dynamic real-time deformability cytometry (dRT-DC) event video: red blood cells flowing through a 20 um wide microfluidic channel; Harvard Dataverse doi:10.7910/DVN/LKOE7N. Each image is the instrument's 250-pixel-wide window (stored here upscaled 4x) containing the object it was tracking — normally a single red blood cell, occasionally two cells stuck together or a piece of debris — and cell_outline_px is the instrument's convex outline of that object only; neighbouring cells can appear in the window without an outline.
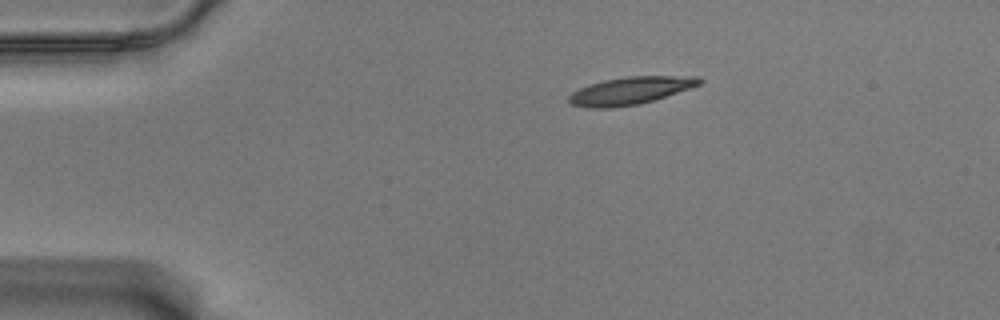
{"species": "Egyptian fruit bat (a non-hibernating species)", "species_latin": "Rousettus aegyptiacus", "temperature_condition": "warm", "stored_images_in_passage": 47, "camera_frame_rate_fps": 3000, "um_per_image_px": 0.085, "animal": {"sex": "male"}, "frame": {"image": 1, "passage_image": 1, "time_ms": 0.0, "image_size_px": [1000, 320], "cell_outline_px": [[704, 80], [700, 84], [640, 104], [612, 108], [588, 108], [572, 104], [568, 100], [568, 96], [572, 92], [580, 88], [604, 80], [628, 76], [700, 76]], "centroid_in_image_um": [53.56, 7.7], "position_along_channel_um": 31.4, "area_um2": 20.69}}
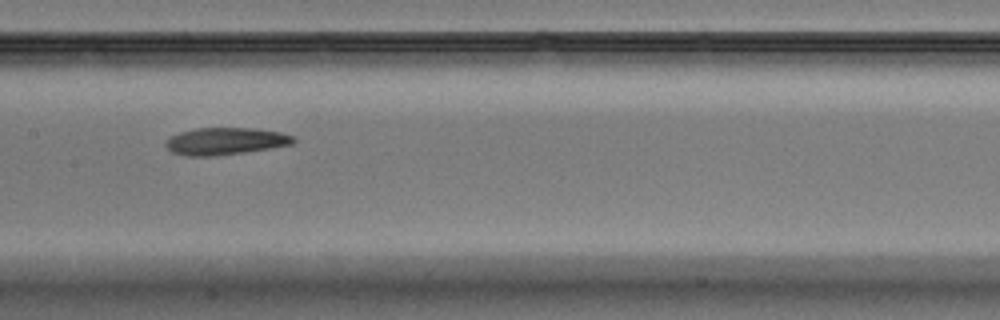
{"frame": {"image": 2, "passage_image": 19, "time_ms": 6.0, "image_size_px": [1000, 320], "cell_outline_px": [[296, 140], [292, 144], [244, 152], [216, 156], [184, 156], [172, 152], [164, 144], [172, 136], [180, 132], [196, 128], [256, 128], [280, 132], [296, 136]], "centroid_in_image_um": [19.18, 12.0], "position_along_channel_um": 188.2, "area_um2": 20.17}}
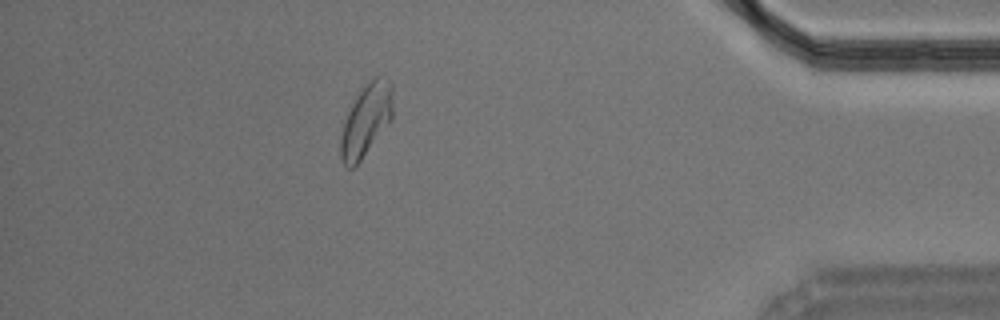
{"frame": {"image": 3, "passage_image": 41, "time_ms": 13.333, "image_size_px": [1000, 320], "cell_outline_px": [[392, 120], [360, 160], [352, 168], [348, 168], [344, 164], [340, 156], [340, 140], [344, 120], [356, 96], [376, 76], [388, 80], [392, 84]], "centroid_in_image_um": [31.11, 10.24], "position_along_channel_um": 404.1, "area_um2": 21.44}, "authors_computed_cell_mechanics": {"area_um2": 20.519, "velocity_mm_per_s": 3.5111, "shape_relaxation_time_tau1_ms": 5.3149, "shape_relaxation_time_tau2_ms": 5.3763, "deformation_change_tau1": 0.1683, "deformation_change_tau2": 0.0981}}